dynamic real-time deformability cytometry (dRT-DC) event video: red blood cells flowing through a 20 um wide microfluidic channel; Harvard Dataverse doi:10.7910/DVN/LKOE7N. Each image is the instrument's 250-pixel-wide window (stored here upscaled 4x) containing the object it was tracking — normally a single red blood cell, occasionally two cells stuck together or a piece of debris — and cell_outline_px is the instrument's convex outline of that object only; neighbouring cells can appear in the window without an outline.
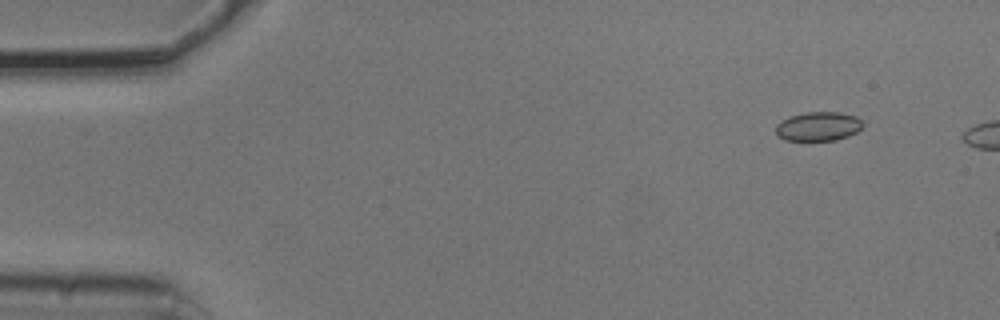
{"species": "common noctule bat (a hibernating species)", "species_latin": "Nyctalus noctula", "temperature_condition": "cold", "stored_images_in_passage": 3, "camera_frame_rate_fps": 3000, "um_per_image_px": 0.085, "animal": {"sex": "male", "body_mass_g": 20.5, "forearm_length_mm": 52.5}, "frame": {"image": 1, "passage_image": 1, "time_ms": 0.0, "image_size_px": [1000, 320], "cell_outline_px": [[864, 124], [856, 132], [848, 136], [836, 140], [784, 140], [776, 136], [776, 124], [788, 116], [808, 112], [840, 112], [856, 116]], "centroid_in_image_um": [69.53, 10.74], "position_along_channel_um": 15.5, "area_um2": 14.8}}